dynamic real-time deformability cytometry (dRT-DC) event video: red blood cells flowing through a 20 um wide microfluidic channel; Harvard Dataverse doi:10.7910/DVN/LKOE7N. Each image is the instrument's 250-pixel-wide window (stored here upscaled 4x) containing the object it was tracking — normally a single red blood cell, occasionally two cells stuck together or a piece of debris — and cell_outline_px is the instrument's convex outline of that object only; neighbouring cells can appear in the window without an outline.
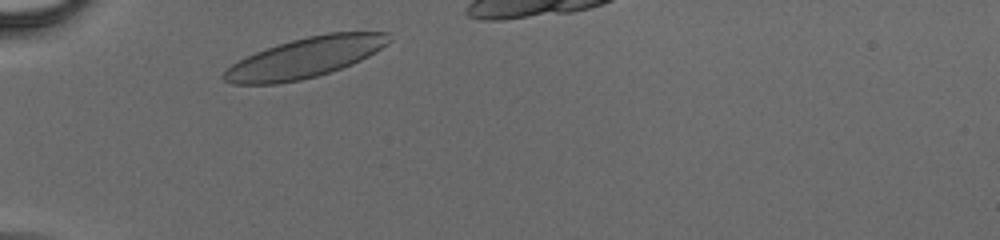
{"species": "human", "species_latin": "Homo sapiens", "temperature_condition": "cold", "stored_images_in_passage": 27, "camera_frame_rate_fps": 3000, "um_per_image_px": 0.085, "donor": {"sex": "male"}, "frame": {"image": 1, "passage_image": 2, "time_ms": 0.333, "image_size_px": [1000, 240], "cell_outline_px": [[392, 40], [388, 44], [376, 52], [352, 64], [316, 76], [300, 80], [276, 84], [232, 84], [224, 80], [220, 76], [232, 64], [256, 52], [292, 40], [308, 36], [328, 32], [388, 32]], "centroid_in_image_um": [25.96, 4.9], "position_along_channel_um": 59.0, "area_um2": 38.26}}
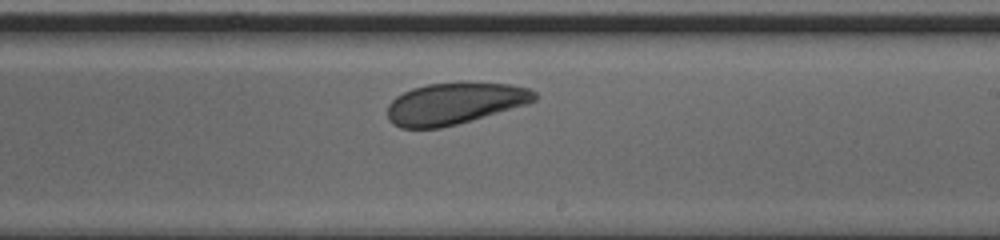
{"frame": {"image": 2, "passage_image": 16, "time_ms": 5.0, "image_size_px": [1000, 240], "cell_outline_px": [[536, 100], [528, 104], [456, 124], [440, 128], [400, 128], [392, 124], [388, 120], [388, 104], [396, 96], [412, 88], [428, 84], [460, 80], [508, 84], [528, 88], [536, 92]], "centroid_in_image_um": [38.63, 8.76], "position_along_channel_um": 250.4, "area_um2": 36.18}}
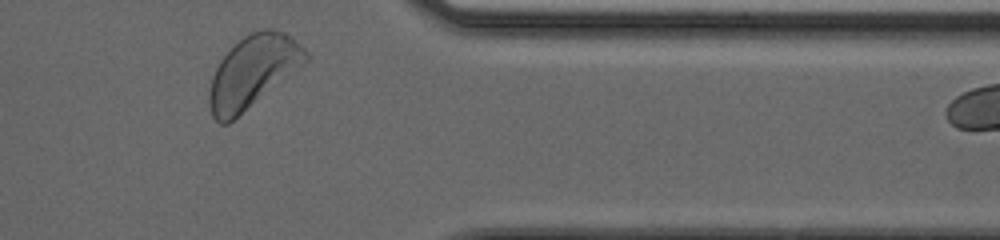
{"frame": {"image": 3, "passage_image": 26, "time_ms": 8.333, "image_size_px": [1000, 240], "cell_outline_px": [[308, 60], [228, 124], [220, 124], [212, 116], [208, 100], [208, 92], [212, 76], [220, 60], [244, 36], [252, 32], [264, 28], [272, 28], [284, 32], [304, 48], [308, 52]], "centroid_in_image_um": [21.46, 6.09], "position_along_channel_um": 389.9, "area_um2": 39.71}}